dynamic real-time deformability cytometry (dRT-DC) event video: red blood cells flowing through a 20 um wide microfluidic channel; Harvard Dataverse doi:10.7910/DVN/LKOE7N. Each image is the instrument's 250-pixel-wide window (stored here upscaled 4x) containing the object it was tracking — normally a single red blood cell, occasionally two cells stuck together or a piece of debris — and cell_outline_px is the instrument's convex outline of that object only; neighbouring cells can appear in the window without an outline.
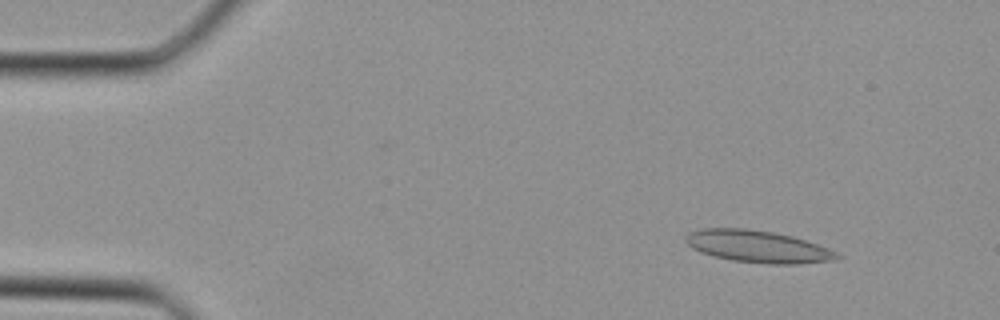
{"species": "Egyptian fruit bat (a non-hibernating species)", "species_latin": "Rousettus aegyptiacus", "temperature_condition": "cold", "stored_images_in_passage": 37, "camera_frame_rate_fps": 3000, "um_per_image_px": 0.085, "animal": {"sex": "female"}, "frame": {"image": 1, "passage_image": 3, "time_ms": 0.667, "image_size_px": [1000, 320], "cell_outline_px": [[844, 256], [832, 260], [800, 264], [768, 264], [732, 260], [712, 256], [700, 252], [692, 248], [684, 240], [684, 236], [688, 232], [700, 228], [744, 228], [772, 232], [792, 236], [828, 248]], "centroid_in_image_um": [64.37, 20.95], "position_along_channel_um": 20.6, "area_um2": 28.38}}
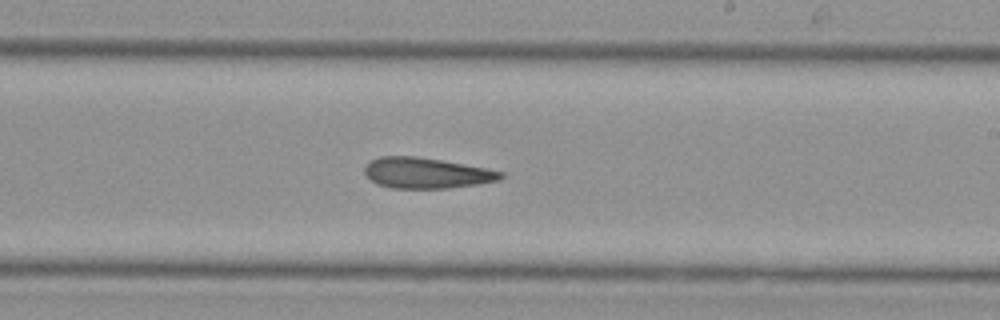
{"frame": {"image": 2, "passage_image": 21, "time_ms": 6.667, "image_size_px": [1000, 320], "cell_outline_px": [[504, 176], [500, 180], [476, 184], [448, 188], [392, 188], [376, 184], [364, 172], [364, 168], [372, 160], [380, 156], [416, 156], [440, 160], [484, 168], [504, 172]], "centroid_in_image_um": [36.23, 14.71], "position_along_channel_um": 252.8, "area_um2": 24.04}}
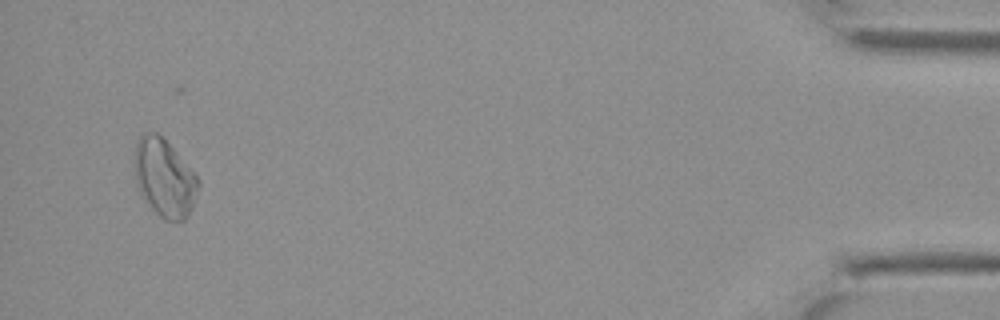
{"frame": {"image": 3, "passage_image": 35, "time_ms": 11.333, "image_size_px": [1000, 320], "cell_outline_px": [[200, 184], [192, 204], [184, 220], [164, 220], [152, 208], [140, 192], [132, 176], [132, 168], [136, 140], [144, 132], [156, 132], [164, 136], [200, 180]], "centroid_in_image_um": [13.91, 15.04], "position_along_channel_um": 421.3, "area_um2": 29.19}}